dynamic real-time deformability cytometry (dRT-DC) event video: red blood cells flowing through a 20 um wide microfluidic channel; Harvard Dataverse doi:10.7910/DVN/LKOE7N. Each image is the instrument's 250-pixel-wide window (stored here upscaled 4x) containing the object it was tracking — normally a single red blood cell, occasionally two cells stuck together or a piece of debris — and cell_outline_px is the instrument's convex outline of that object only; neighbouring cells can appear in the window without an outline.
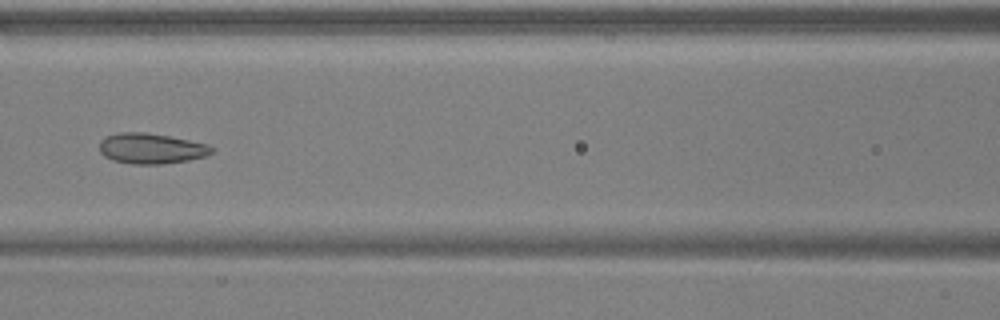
{"species": "common noctule bat (a hibernating species)", "species_latin": "Nyctalus noctula", "temperature_condition": "warm", "stored_images_in_passage": 6, "camera_frame_rate_fps": 3000, "um_per_image_px": 0.085, "animal": {"sex": "male", "body_mass_g": 17.9, "forearm_length_mm": 54.2}, "frame": {"image": 1, "passage_image": 6, "time_ms": 1.667, "image_size_px": [1000, 320], "cell_outline_px": [[216, 148], [208, 156], [188, 160], [164, 164], [132, 164], [112, 160], [104, 156], [100, 152], [100, 140], [104, 136], [116, 132], [144, 132], [168, 136], [208, 144]], "centroid_in_image_um": [12.84, 12.62], "position_along_channel_um": 153.8, "area_um2": 20.17}}